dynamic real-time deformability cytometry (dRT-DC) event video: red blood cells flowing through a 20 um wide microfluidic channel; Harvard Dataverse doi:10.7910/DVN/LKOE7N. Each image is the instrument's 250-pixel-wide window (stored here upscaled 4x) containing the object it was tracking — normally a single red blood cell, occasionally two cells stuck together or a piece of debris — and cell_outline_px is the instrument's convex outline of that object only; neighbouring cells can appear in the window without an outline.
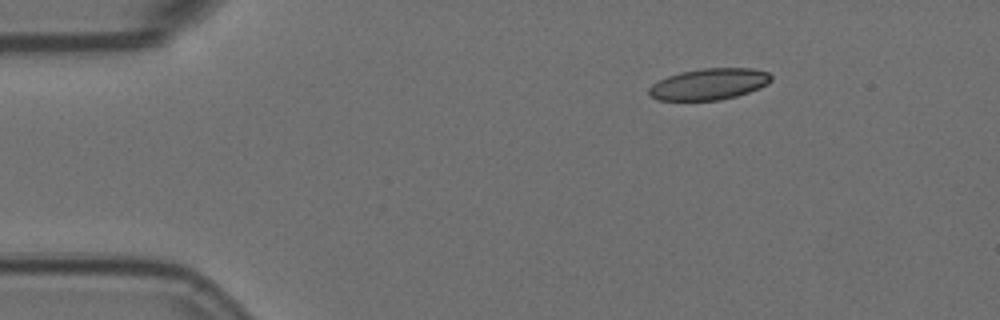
{"species": "Egyptian fruit bat (a non-hibernating species)", "species_latin": "Rousettus aegyptiacus", "temperature_condition": "room temperature", "stored_images_in_passage": 4, "camera_frame_rate_fps": 3000, "um_per_image_px": 0.085, "animal": {"sex": "female"}, "frame": {"image": 1, "passage_image": 1, "time_ms": 0.0, "image_size_px": [1000, 320], "cell_outline_px": [[772, 80], [768, 84], [760, 88], [736, 96], [720, 100], [660, 100], [652, 96], [648, 92], [648, 88], [652, 84], [668, 76], [680, 72], [700, 68], [752, 68], [768, 72], [772, 76]], "centroid_in_image_um": [60.3, 7.14], "position_along_channel_um": 24.7, "area_um2": 22.31}}
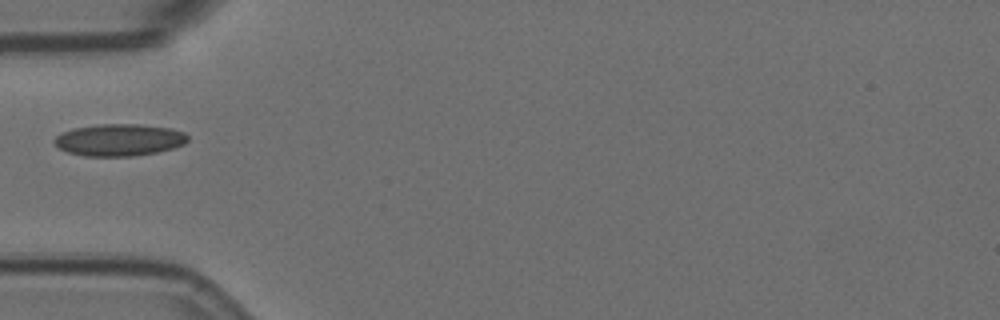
{"frame": {"image": 2, "passage_image": 4, "time_ms": 1.0, "image_size_px": [1000, 320], "cell_outline_px": [[188, 140], [184, 144], [172, 148], [156, 152], [132, 156], [84, 156], [68, 152], [60, 148], [52, 140], [56, 136], [72, 128], [100, 124], [136, 124], [172, 128], [184, 132], [188, 136]], "centroid_in_image_um": [10.14, 11.89], "position_along_channel_um": 74.9, "area_um2": 24.8}}